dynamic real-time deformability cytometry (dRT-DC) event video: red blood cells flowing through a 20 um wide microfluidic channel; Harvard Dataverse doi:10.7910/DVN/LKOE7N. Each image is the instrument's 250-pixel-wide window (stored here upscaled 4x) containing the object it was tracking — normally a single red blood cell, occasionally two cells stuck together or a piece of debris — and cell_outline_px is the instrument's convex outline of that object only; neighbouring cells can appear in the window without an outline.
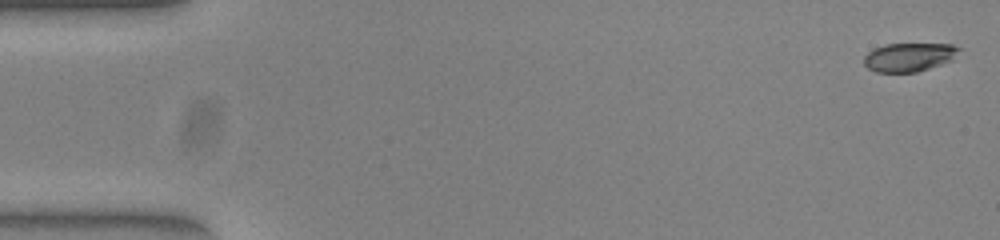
{"species": "common noctule bat (a hibernating species)", "species_latin": "Nyctalus noctula", "temperature_condition": "warm", "stored_images_in_passage": 52, "camera_frame_rate_fps": 3000, "um_per_image_px": 0.085, "animal": {"sex": "female", "body_mass_g": 23.0, "forearm_length_mm": 53.4}, "frame": {"image": 1, "passage_image": 1, "time_ms": 0.0, "image_size_px": [1000, 240], "cell_outline_px": [[960, 48], [952, 60], [916, 72], [876, 72], [868, 68], [864, 64], [864, 56], [868, 52], [884, 44], [952, 44]], "centroid_in_image_um": [77.24, 4.85], "position_along_channel_um": 7.8, "area_um2": 15.66}}
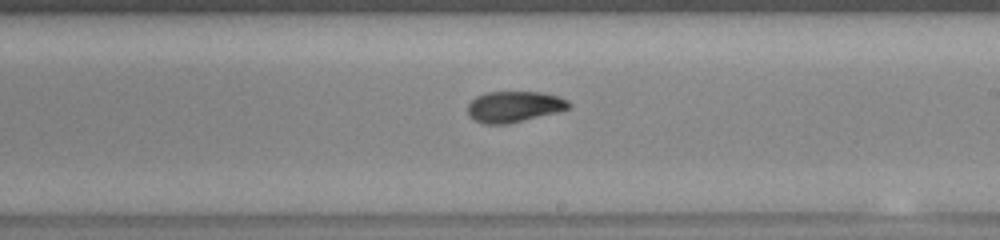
{"frame": {"image": 2, "passage_image": 30, "time_ms": 9.667, "image_size_px": [1000, 240], "cell_outline_px": [[572, 104], [568, 108], [556, 112], [504, 124], [484, 124], [468, 116], [468, 104], [476, 96], [484, 92], [540, 92], [556, 96], [568, 100]], "centroid_in_image_um": [43.66, 9.05], "position_along_channel_um": 245.3, "area_um2": 17.98}}
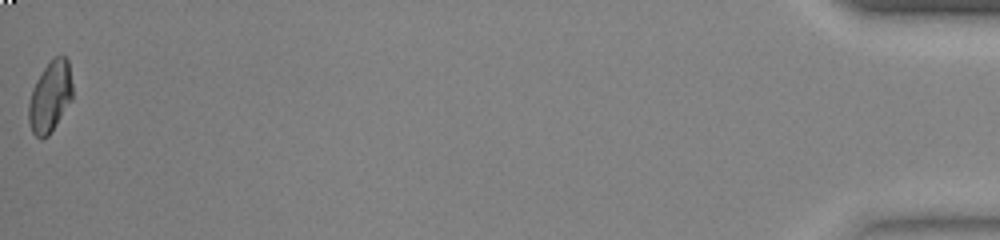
{"frame": {"image": 3, "passage_image": 52, "time_ms": 17.0, "image_size_px": [1000, 240], "cell_outline_px": [[72, 100], [48, 136], [40, 140], [32, 132], [28, 120], [28, 104], [32, 88], [36, 80], [44, 68], [56, 56], [64, 56], [68, 60], [72, 84]], "centroid_in_image_um": [4.25, 8.25], "position_along_channel_um": 431.0, "area_um2": 18.09}, "authors_computed_cell_mechanics": {"area_um2": 18.0047, "velocity_mm_per_s": 3.9394, "shape_relaxation_time_tau1_ms": 7.6464, "shape_relaxation_time_tau2_ms": 1.3253, "deformation_change_tau1": 0.243, "deformation_change_tau2": 0.0527}}